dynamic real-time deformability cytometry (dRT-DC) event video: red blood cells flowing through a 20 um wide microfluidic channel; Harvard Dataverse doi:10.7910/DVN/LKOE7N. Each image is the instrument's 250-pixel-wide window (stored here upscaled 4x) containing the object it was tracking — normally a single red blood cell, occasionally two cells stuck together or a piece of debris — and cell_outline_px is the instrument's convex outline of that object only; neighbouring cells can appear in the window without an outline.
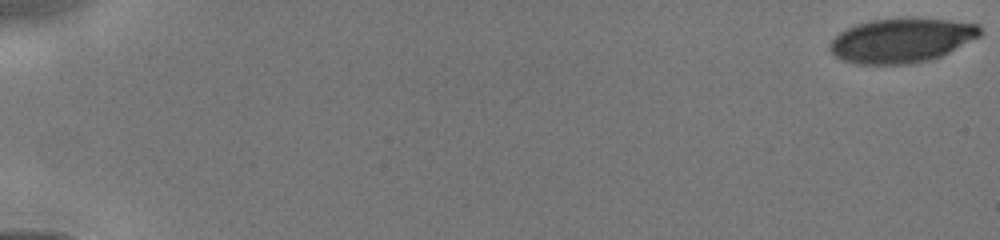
{"species": "human", "species_latin": "Homo sapiens", "temperature_condition": "cold", "stored_images_in_passage": 34, "camera_frame_rate_fps": 3000, "um_per_image_px": 0.085, "donor": {"sex": "male"}, "frame": {"image": 1, "passage_image": 1, "time_ms": 0.0, "image_size_px": [1000, 240], "cell_outline_px": [[984, 32], [980, 36], [940, 56], [928, 60], [908, 64], [856, 64], [844, 60], [836, 56], [828, 48], [828, 44], [840, 32], [856, 24], [872, 20], [944, 20], [976, 24]], "centroid_in_image_um": [76.6, 3.46], "position_along_channel_um": 8.4, "area_um2": 37.86}}
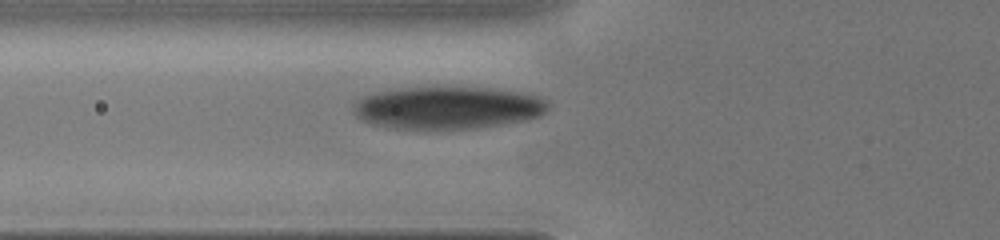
{"frame": {"image": 2, "passage_image": 24, "time_ms": 6.0, "image_size_px": [1000, 240], "cell_outline_px": [[548, 112], [540, 116], [524, 120], [476, 128], [388, 128], [372, 124], [356, 116], [352, 112], [352, 104], [360, 96], [376, 92], [400, 88], [436, 84], [488, 88], [524, 92], [540, 96], [548, 100]], "centroid_in_image_um": [38.04, 9.1], "position_along_channel_um": 87.8, "area_um2": 49.48}}
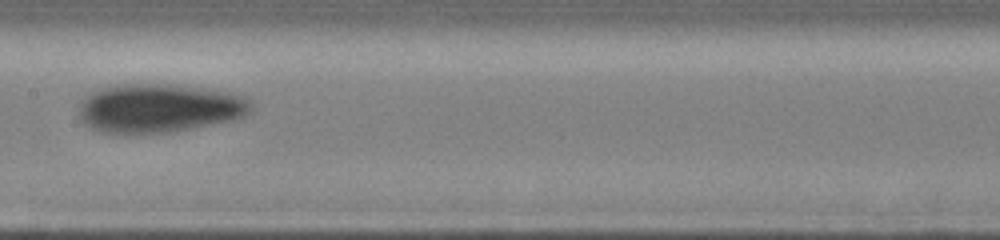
{"frame": {"image": 3, "passage_image": 33, "time_ms": 8.333, "image_size_px": [1000, 240], "cell_outline_px": [[252, 112], [236, 120], [192, 128], [168, 132], [104, 132], [88, 128], [80, 120], [80, 100], [84, 96], [100, 88], [116, 84], [180, 84], [208, 88], [232, 92], [244, 96], [252, 100]], "centroid_in_image_um": [13.58, 9.16], "position_along_channel_um": 193.8, "area_um2": 49.53}}